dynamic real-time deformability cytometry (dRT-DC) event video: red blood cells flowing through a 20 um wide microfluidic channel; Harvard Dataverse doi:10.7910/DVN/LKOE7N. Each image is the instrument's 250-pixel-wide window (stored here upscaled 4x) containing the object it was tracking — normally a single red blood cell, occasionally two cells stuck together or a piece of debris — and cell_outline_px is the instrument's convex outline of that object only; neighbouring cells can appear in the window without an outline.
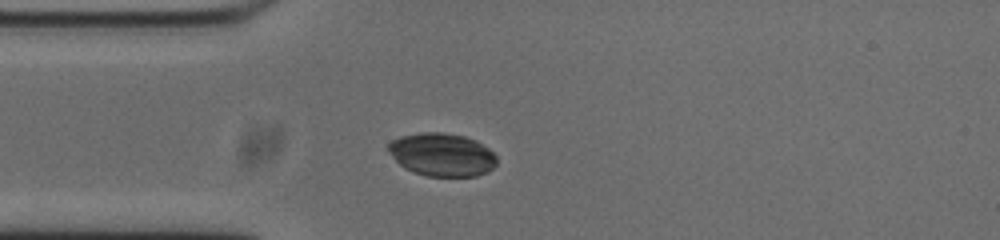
{"species": "common noctule bat (a hibernating species)", "species_latin": "Nyctalus noctula", "temperature_condition": "cold", "stored_images_in_passage": 41, "camera_frame_rate_fps": 3000, "um_per_image_px": 0.085, "animal": {"sex": "male", "body_mass_g": 20.0, "forearm_length_mm": 53.3}, "frame": {"image": 1, "passage_image": 1, "time_ms": 0.0, "image_size_px": [1000, 240], "cell_outline_px": [[496, 164], [488, 172], [476, 176], [428, 176], [404, 168], [388, 152], [388, 144], [392, 140], [400, 136], [424, 132], [440, 132], [464, 136], [476, 140], [488, 148], [496, 156]], "centroid_in_image_um": [37.57, 13.14], "position_along_channel_um": 47.4, "area_um2": 27.11}}
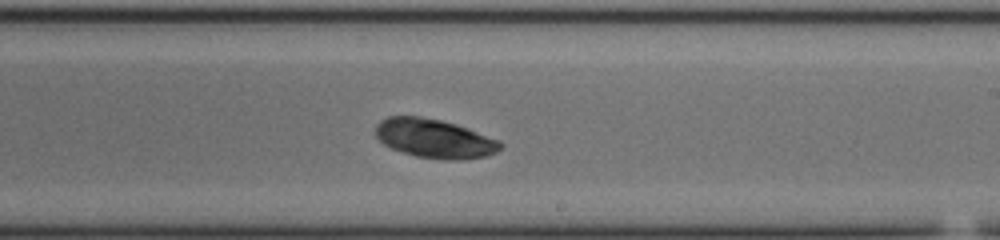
{"frame": {"image": 2, "passage_image": 18, "time_ms": 5.667, "image_size_px": [1000, 240], "cell_outline_px": [[504, 144], [496, 152], [488, 156], [460, 160], [444, 160], [416, 156], [392, 148], [384, 144], [376, 136], [376, 124], [380, 120], [388, 116], [420, 116], [440, 120], [456, 124], [468, 128], [500, 140]], "centroid_in_image_um": [36.96, 11.77], "position_along_channel_um": 252.0, "area_um2": 28.44}}
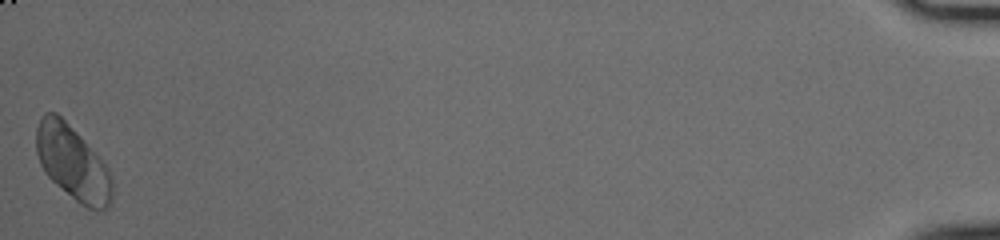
{"frame": {"image": 3, "passage_image": 41, "time_ms": 13.333, "image_size_px": [1000, 240], "cell_outline_px": [[112, 200], [108, 208], [100, 212], [88, 208], [80, 204], [56, 184], [44, 172], [40, 164], [36, 152], [36, 128], [40, 116], [44, 112], [56, 112], [80, 136], [104, 164], [112, 180]], "centroid_in_image_um": [6.15, 13.86], "position_along_channel_um": 429.1, "area_um2": 32.66}}